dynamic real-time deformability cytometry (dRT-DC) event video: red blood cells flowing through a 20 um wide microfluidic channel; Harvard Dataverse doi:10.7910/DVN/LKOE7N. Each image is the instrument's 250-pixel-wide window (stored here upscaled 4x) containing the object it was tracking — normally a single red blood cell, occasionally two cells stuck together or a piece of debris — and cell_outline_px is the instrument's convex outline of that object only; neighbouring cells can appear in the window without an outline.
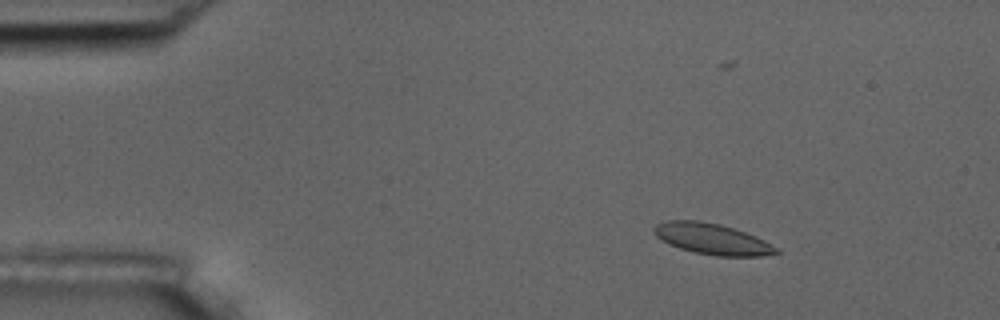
{"species": "common noctule bat (a hibernating species)", "species_latin": "Nyctalus noctula", "temperature_condition": "room temperature", "stored_images_in_passage": 59, "camera_frame_rate_fps": 3000, "um_per_image_px": 0.085, "animal": {"sex": "male", "body_mass_g": 17.5, "forearm_length_mm": 52.3}, "frame": {"image": 1, "passage_image": 11, "time_ms": 3.333, "image_size_px": [1000, 320], "cell_outline_px": [[780, 252], [760, 256], [716, 256], [692, 252], [668, 244], [656, 236], [652, 228], [656, 224], [668, 220], [696, 220], [720, 224], [744, 232], [764, 240], [780, 248]], "centroid_in_image_um": [60.52, 20.31], "position_along_channel_um": 24.5, "area_um2": 22.02}}
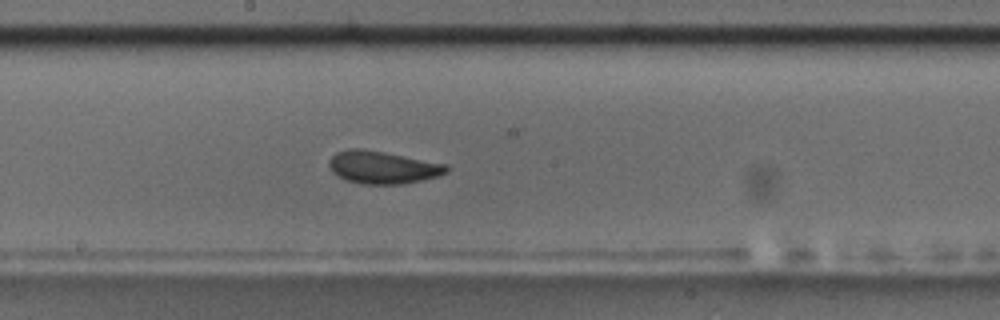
{"frame": {"image": 2, "passage_image": 33, "time_ms": 10.667, "image_size_px": [1000, 320], "cell_outline_px": [[448, 172], [440, 176], [424, 180], [400, 184], [360, 184], [336, 176], [332, 172], [328, 164], [328, 160], [336, 152], [348, 148], [364, 148], [448, 164]], "centroid_in_image_um": [32.53, 14.22], "position_along_channel_um": 215.7, "area_um2": 22.66}}
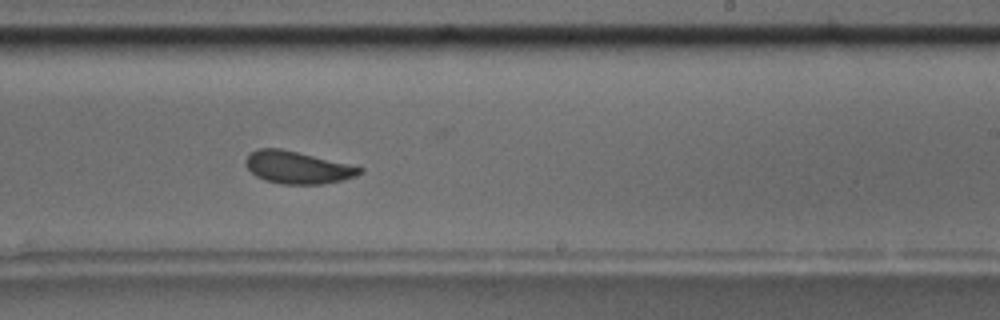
{"frame": {"image": 3, "passage_image": 37, "time_ms": 12.0, "image_size_px": [1000, 320], "cell_outline_px": [[364, 172], [356, 176], [324, 184], [280, 184], [264, 180], [256, 176], [244, 164], [244, 160], [248, 152], [256, 148], [280, 148], [348, 164], [364, 168]], "centroid_in_image_um": [25.23, 14.23], "position_along_channel_um": 263.8, "area_um2": 21.56}, "authors_computed_cell_mechanics": {"area_um2": 21.8484, "velocity_mm_per_s": 3.6108, "shape_relaxation_time_tau1_ms": 3.8497, "shape_relaxation_time_tau2_ms": 1.9703, "deformation_change_tau1": 0.1097, "deformation_change_tau2": 0.0896}}